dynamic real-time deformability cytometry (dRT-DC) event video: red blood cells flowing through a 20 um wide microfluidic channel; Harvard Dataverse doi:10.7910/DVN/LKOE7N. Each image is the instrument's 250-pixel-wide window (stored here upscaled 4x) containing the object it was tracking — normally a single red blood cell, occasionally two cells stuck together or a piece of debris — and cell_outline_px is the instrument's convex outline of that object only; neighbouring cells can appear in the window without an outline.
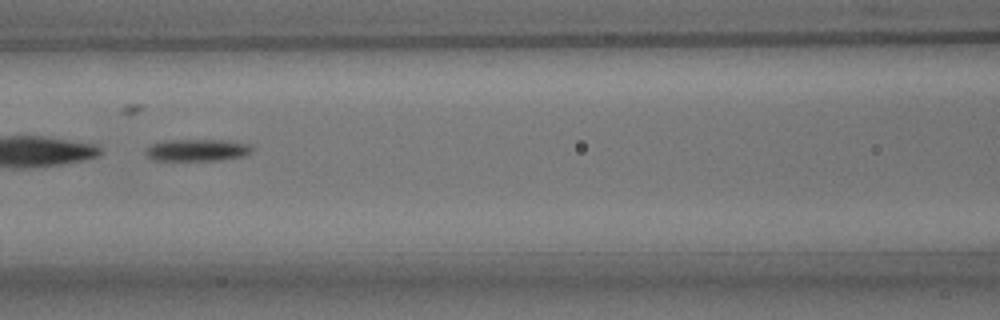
{"species": "common noctule bat (a hibernating species)", "species_latin": "Nyctalus noctula", "temperature_condition": "room temperature", "stored_images_in_passage": 42, "camera_frame_rate_fps": 3000, "um_per_image_px": 0.085, "animal": {"sex": "male", "body_mass_g": 15.6}, "frame": {"image": 1, "passage_image": 13, "time_ms": 4.0, "image_size_px": [1000, 320], "cell_outline_px": [[252, 152], [244, 156], [220, 160], [156, 160], [148, 156], [148, 148], [152, 144], [164, 140], [228, 140], [248, 144], [252, 148]], "centroid_in_image_um": [16.82, 12.75], "position_along_channel_um": 149.8, "area_um2": 13.41}, "authors_computed_cell_mechanics": {"area_um2": 13.4963, "velocity_mm_per_s": 3.8028, "shape_relaxation_time_tau1_ms": 1.7476, "shape_relaxation_time_tau2_ms": null, "deformation_change_tau1": 0.1449, "deformation_change_tau2": null}}